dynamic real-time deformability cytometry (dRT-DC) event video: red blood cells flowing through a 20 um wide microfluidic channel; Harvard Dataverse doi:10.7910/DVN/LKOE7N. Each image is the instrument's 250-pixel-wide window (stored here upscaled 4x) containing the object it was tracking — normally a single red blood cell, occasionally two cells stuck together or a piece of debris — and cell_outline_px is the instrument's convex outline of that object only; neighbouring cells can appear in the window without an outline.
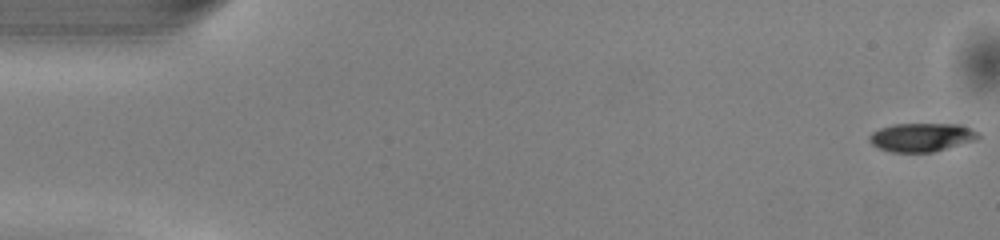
{"species": "common noctule bat (a hibernating species)", "species_latin": "Nyctalus noctula", "temperature_condition": "warm", "stored_images_in_passage": 15, "camera_frame_rate_fps": 3000, "um_per_image_px": 0.085, "animal": {"sex": "male", "body_mass_g": 13.0, "forearm_length_mm": 53.1}, "frame": {"image": 1, "passage_image": 1, "time_ms": 0.0, "image_size_px": [1000, 240], "cell_outline_px": [[980, 136], [976, 140], [932, 152], [892, 152], [880, 148], [872, 144], [868, 140], [868, 136], [872, 132], [880, 128], [896, 124], [960, 124], [972, 128]], "centroid_in_image_um": [78.33, 11.66], "position_along_channel_um": 6.7, "area_um2": 18.03}}
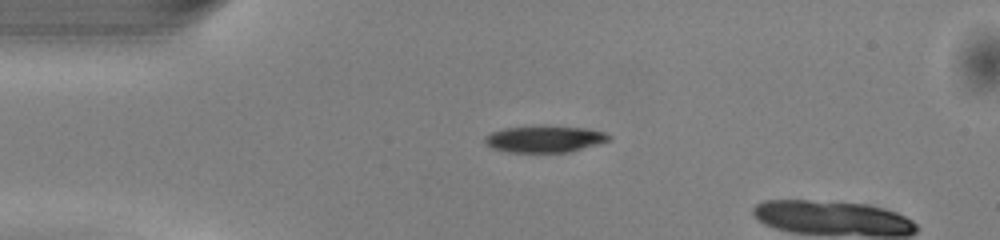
{"frame": {"image": 2, "passage_image": 12, "time_ms": 3.667, "image_size_px": [1000, 240], "cell_outline_px": [[612, 140], [568, 152], [508, 152], [492, 148], [484, 140], [484, 136], [492, 132], [504, 128], [588, 128], [604, 132], [612, 136]], "centroid_in_image_um": [46.32, 11.85], "position_along_channel_um": 38.7, "area_um2": 18.5}}